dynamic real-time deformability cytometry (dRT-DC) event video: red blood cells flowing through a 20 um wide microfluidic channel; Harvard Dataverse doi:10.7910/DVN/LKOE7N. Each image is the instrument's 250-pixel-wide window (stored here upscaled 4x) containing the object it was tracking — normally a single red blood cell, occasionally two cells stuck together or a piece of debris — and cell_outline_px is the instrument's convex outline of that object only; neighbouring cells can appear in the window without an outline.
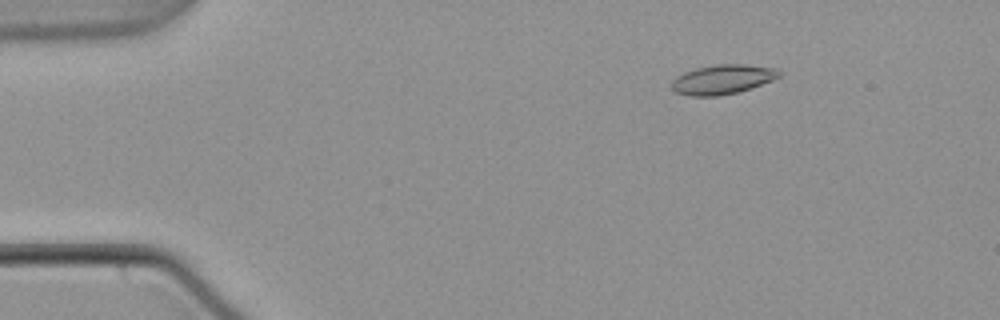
{"species": "common noctule bat (a hibernating species)", "species_latin": "Nyctalus noctula", "temperature_condition": "warm", "stored_images_in_passage": 54, "camera_frame_rate_fps": 3000, "um_per_image_px": 0.085, "animal": {"sex": "male", "body_mass_g": 21.5, "forearm_length_mm": 52.0}, "frame": {"image": 1, "passage_image": 8, "time_ms": 2.333, "image_size_px": [1000, 320], "cell_outline_px": [[784, 72], [780, 76], [772, 80], [752, 88], [736, 92], [716, 96], [688, 96], [676, 92], [672, 88], [672, 80], [676, 76], [684, 72], [696, 68], [716, 64], [744, 64], [776, 68]], "centroid_in_image_um": [61.43, 6.74], "position_along_channel_um": 23.6, "area_um2": 18.55}}
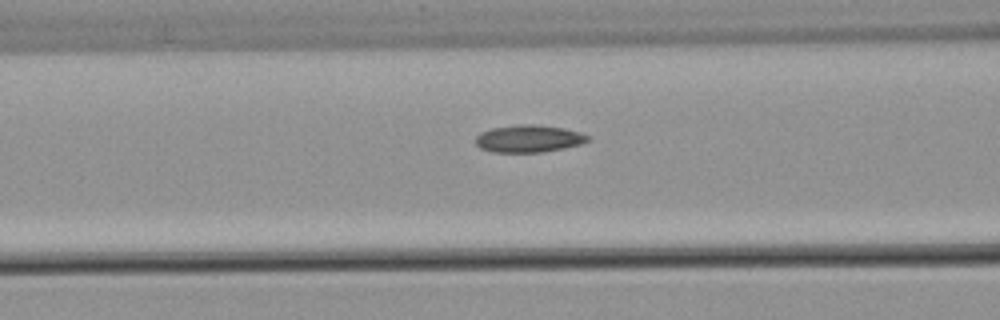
{"frame": {"image": 2, "passage_image": 22, "time_ms": 7.0, "image_size_px": [1000, 320], "cell_outline_px": [[592, 140], [580, 144], [564, 148], [544, 152], [492, 152], [480, 148], [476, 144], [476, 136], [480, 132], [492, 128], [520, 124], [536, 124], [564, 128], [580, 132], [588, 136]], "centroid_in_image_um": [44.95, 11.78], "position_along_channel_um": 121.7, "area_um2": 17.98}}
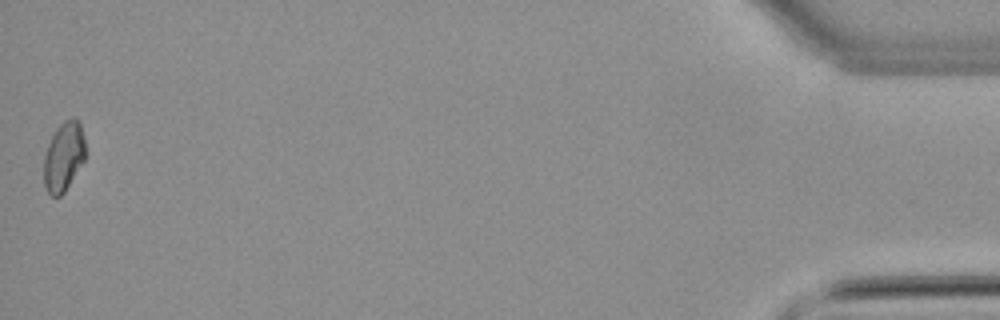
{"frame": {"image": 3, "passage_image": 54, "time_ms": 17.667, "image_size_px": [1000, 320], "cell_outline_px": [[84, 160], [64, 192], [60, 196], [52, 196], [48, 192], [44, 184], [44, 156], [48, 144], [56, 128], [64, 120], [72, 116], [76, 116], [80, 120], [84, 136]], "centroid_in_image_um": [5.42, 13.25], "position_along_channel_um": 429.8, "area_um2": 16.76}}